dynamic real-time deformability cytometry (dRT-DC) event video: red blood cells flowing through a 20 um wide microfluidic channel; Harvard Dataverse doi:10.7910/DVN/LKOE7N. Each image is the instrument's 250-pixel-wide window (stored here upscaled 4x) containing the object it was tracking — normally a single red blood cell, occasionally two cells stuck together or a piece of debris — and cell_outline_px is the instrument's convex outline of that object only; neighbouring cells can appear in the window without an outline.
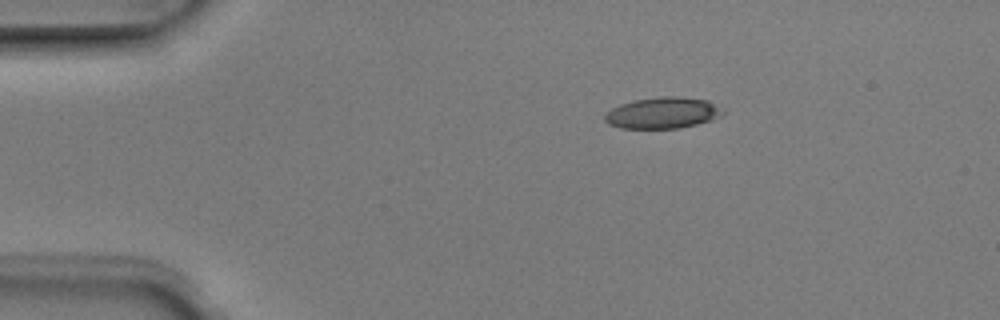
{"species": "Egyptian fruit bat (a non-hibernating species)", "species_latin": "Rousettus aegyptiacus", "temperature_condition": "room temperature", "stored_images_in_passage": 5, "camera_frame_rate_fps": 3000, "um_per_image_px": 0.085, "animal": {"sex": "male"}, "frame": {"image": 1, "passage_image": 1, "time_ms": 0.0, "image_size_px": [1000, 320], "cell_outline_px": [[728, 112], [712, 120], [680, 128], [620, 128], [608, 124], [604, 120], [604, 116], [612, 108], [620, 104], [636, 100], [660, 96], [680, 96], [708, 100]], "centroid_in_image_um": [56.36, 9.59], "position_along_channel_um": 28.6, "area_um2": 21.62}}
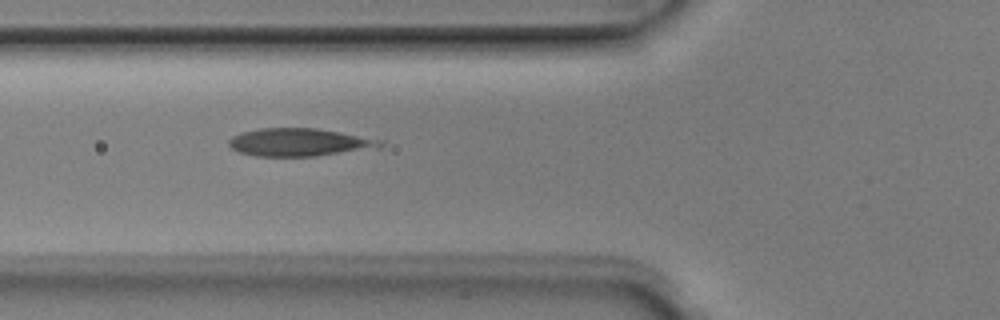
{"frame": {"image": 2, "passage_image": 4, "time_ms": 1.0, "image_size_px": [1000, 320], "cell_outline_px": [[384, 144], [380, 148], [316, 156], [252, 156], [236, 152], [228, 144], [228, 140], [232, 136], [240, 132], [260, 128], [316, 128], [340, 132], [384, 140]], "centroid_in_image_um": [25.44, 12.1], "position_along_channel_um": 100.4, "area_um2": 24.91}}
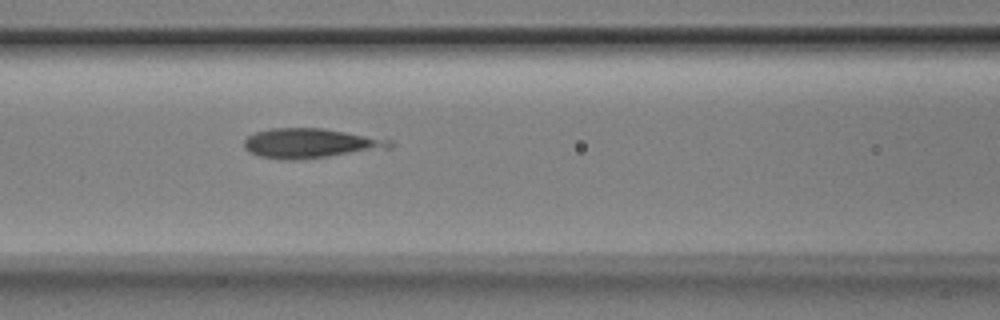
{"frame": {"image": 3, "passage_image": 5, "time_ms": 1.333, "image_size_px": [1000, 320], "cell_outline_px": [[392, 148], [304, 160], [280, 160], [260, 156], [244, 148], [244, 140], [248, 136], [256, 132], [272, 128], [324, 128], [392, 140]], "centroid_in_image_um": [26.4, 12.19], "position_along_channel_um": 140.2, "area_um2": 25.37}}